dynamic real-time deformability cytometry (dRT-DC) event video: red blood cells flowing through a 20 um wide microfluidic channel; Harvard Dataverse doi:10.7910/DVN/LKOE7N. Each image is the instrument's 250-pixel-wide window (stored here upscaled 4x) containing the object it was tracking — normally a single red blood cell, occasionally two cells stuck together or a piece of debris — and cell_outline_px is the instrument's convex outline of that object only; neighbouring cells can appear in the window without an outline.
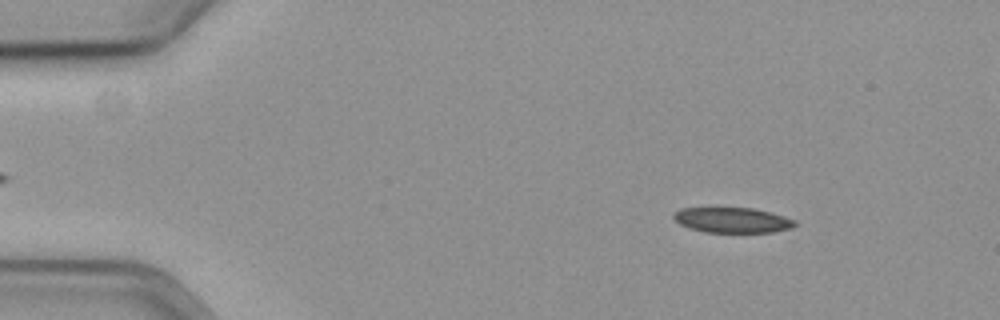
{"species": "common noctule bat (a hibernating species)", "species_latin": "Nyctalus noctula", "temperature_condition": "cold", "stored_images_in_passage": 59, "segment_of_instrument_passage": [1, 2], "camera_frame_rate_fps": 3000, "um_per_image_px": 0.085, "animal": {"sex": "female", "body_mass_g": 19.3, "forearm_length_mm": 54.1}, "frame": {"image": 1, "passage_image": 8, "time_ms": 2.333, "image_size_px": [1000, 320], "cell_outline_px": [[796, 224], [792, 228], [772, 232], [704, 232], [688, 228], [680, 224], [672, 216], [672, 212], [680, 208], [716, 204], [752, 208], [772, 212], [796, 220]], "centroid_in_image_um": [62.16, 18.64], "position_along_channel_um": 22.8, "area_um2": 19.02}}
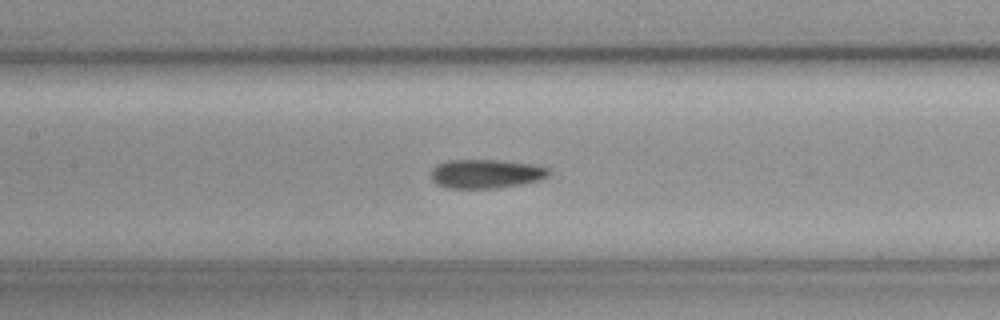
{"frame": {"image": 2, "passage_image": 27, "time_ms": 8.667, "image_size_px": [1000, 320], "cell_outline_px": [[548, 176], [540, 180], [520, 184], [496, 188], [448, 188], [436, 184], [432, 180], [432, 168], [448, 160], [496, 160], [532, 164], [548, 168]], "centroid_in_image_um": [41.29, 14.77], "position_along_channel_um": 166.1, "area_um2": 19.65}}
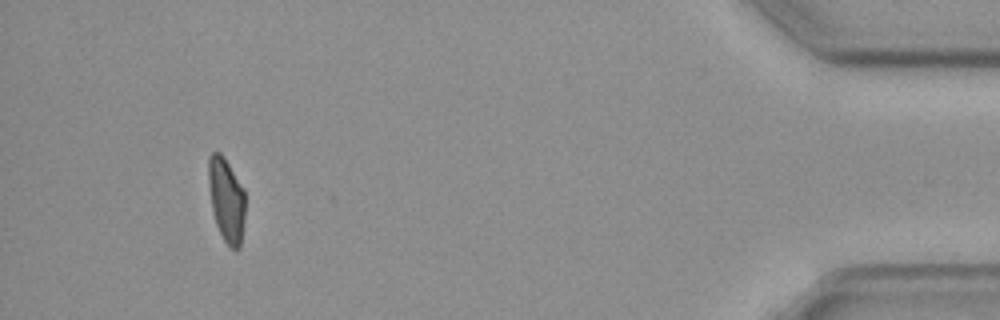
{"frame": {"image": 3, "passage_image": 54, "time_ms": 17.667, "image_size_px": [1000, 320], "cell_outline_px": [[244, 220], [240, 248], [236, 252], [224, 240], [216, 224], [212, 208], [208, 184], [208, 156], [212, 152], [220, 152], [224, 156], [244, 188]], "centroid_in_image_um": [19.24, 16.96], "position_along_channel_um": 416.0, "area_um2": 18.09}}